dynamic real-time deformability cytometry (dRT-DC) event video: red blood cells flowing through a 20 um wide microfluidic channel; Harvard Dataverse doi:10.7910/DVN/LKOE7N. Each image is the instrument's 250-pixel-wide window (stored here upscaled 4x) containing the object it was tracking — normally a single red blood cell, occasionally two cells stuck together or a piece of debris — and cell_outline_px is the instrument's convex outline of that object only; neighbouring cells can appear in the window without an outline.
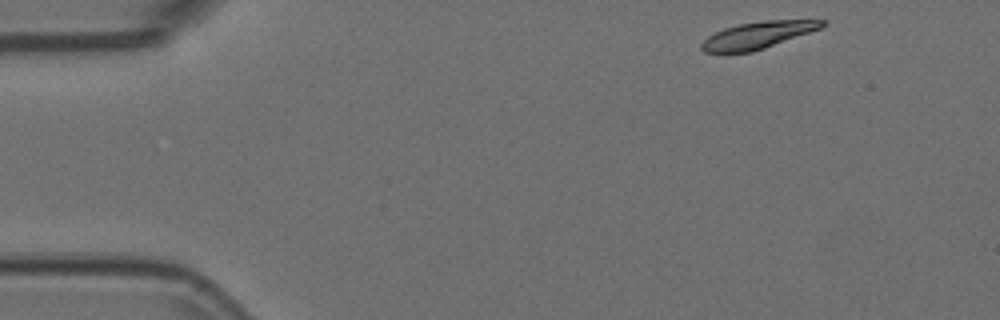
{"species": "Egyptian fruit bat (a non-hibernating species)", "species_latin": "Rousettus aegyptiacus", "temperature_condition": "room temperature", "stored_images_in_passage": 50, "camera_frame_rate_fps": 3000, "um_per_image_px": 0.085, "animal": {"sex": "female"}, "frame": {"image": 1, "passage_image": 1, "time_ms": 0.0, "image_size_px": [1000, 320], "cell_outline_px": [[828, 24], [820, 28], [764, 48], [752, 52], [704, 52], [700, 48], [700, 44], [708, 36], [724, 28], [740, 24], [764, 20], [828, 20]], "centroid_in_image_um": [64.41, 2.98], "position_along_channel_um": 20.6, "area_um2": 18.61}}
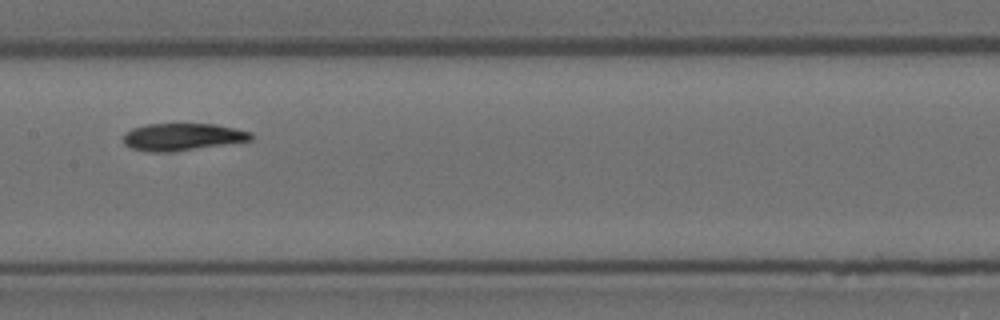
{"frame": {"image": 2, "passage_image": 22, "time_ms": 7.0, "image_size_px": [1000, 320], "cell_outline_px": [[252, 140], [172, 152], [152, 152], [132, 148], [124, 144], [124, 132], [132, 128], [144, 124], [216, 124], [236, 128], [252, 132]], "centroid_in_image_um": [15.5, 11.63], "position_along_channel_um": 191.9, "area_um2": 20.29}}
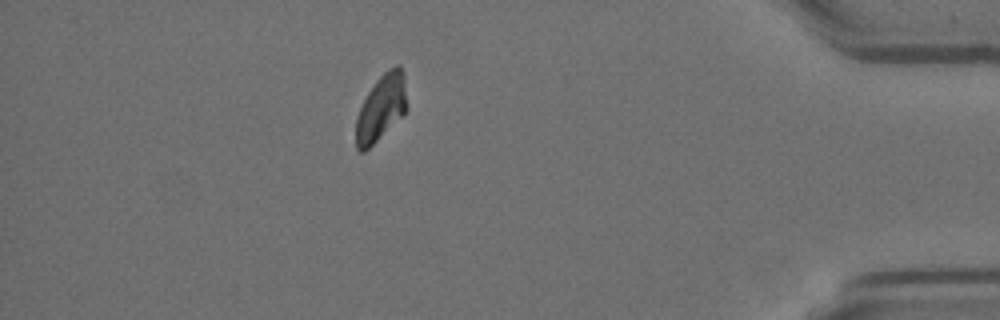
{"frame": {"image": 3, "passage_image": 43, "time_ms": 14.0, "image_size_px": [1000, 320], "cell_outline_px": [[408, 108], [364, 152], [360, 152], [356, 148], [356, 120], [360, 108], [368, 92], [376, 80], [388, 68], [396, 64], [400, 64], [404, 76]], "centroid_in_image_um": [32.4, 9.1], "position_along_channel_um": 402.8, "area_um2": 19.25}, "authors_computed_cell_mechanics": {"area_um2": 20.23, "velocity_mm_per_s": 3.6793, "shape_relaxation_time_tau1_ms": 6.7629, "shape_relaxation_time_tau2_ms": 4.7726, "deformation_change_tau1": 0.1654, "deformation_change_tau2": 0.0857}}